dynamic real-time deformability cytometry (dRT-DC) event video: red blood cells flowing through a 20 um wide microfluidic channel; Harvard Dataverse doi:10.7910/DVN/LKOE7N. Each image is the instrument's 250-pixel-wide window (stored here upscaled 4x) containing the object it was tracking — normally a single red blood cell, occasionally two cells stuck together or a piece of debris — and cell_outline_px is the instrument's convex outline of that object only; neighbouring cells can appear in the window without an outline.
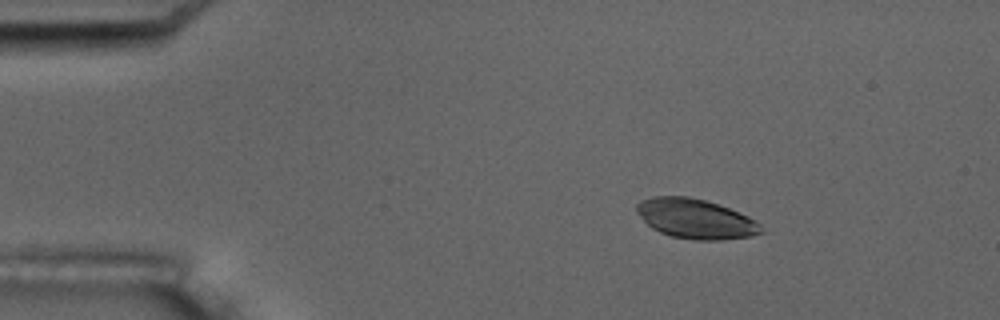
{"species": "common noctule bat (a hibernating species)", "species_latin": "Nyctalus noctula", "temperature_condition": "room temperature", "stored_images_in_passage": 5, "camera_frame_rate_fps": 3000, "um_per_image_px": 0.085, "animal": {"sex": "male", "body_mass_g": 17.5, "forearm_length_mm": 52.3}, "frame": {"image": 1, "passage_image": 3, "time_ms": 2.333, "image_size_px": [1000, 320], "cell_outline_px": [[764, 232], [752, 236], [720, 240], [700, 240], [672, 236], [660, 232], [652, 228], [636, 212], [636, 204], [640, 200], [652, 196], [688, 196], [704, 200], [740, 212], [748, 216], [760, 224]], "centroid_in_image_um": [59.12, 18.59], "position_along_channel_um": 25.9, "area_um2": 28.67}}